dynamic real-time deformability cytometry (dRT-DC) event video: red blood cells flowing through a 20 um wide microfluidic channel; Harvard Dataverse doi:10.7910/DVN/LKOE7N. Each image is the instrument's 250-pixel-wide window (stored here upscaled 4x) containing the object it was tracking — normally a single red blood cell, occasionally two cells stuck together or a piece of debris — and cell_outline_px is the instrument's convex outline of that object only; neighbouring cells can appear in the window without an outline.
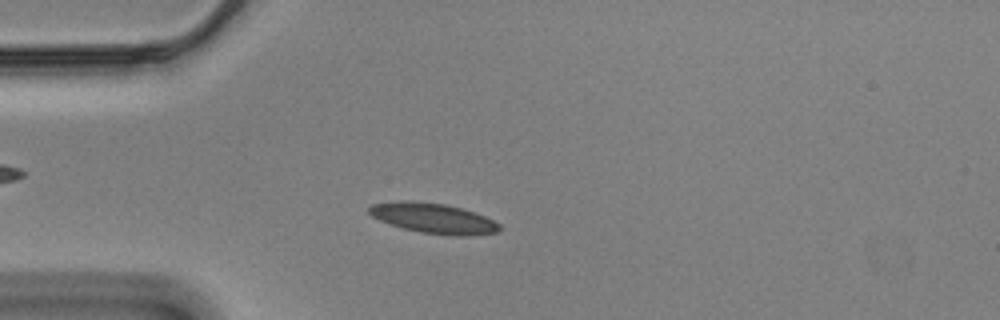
{"species": "Egyptian fruit bat (a non-hibernating species)", "species_latin": "Rousettus aegyptiacus", "temperature_condition": "cold", "stored_images_in_passage": 48, "camera_frame_rate_fps": 3000, "um_per_image_px": 0.085, "animal": {"sex": "male"}, "frame": {"image": 1, "passage_image": 11, "time_ms": 3.333, "image_size_px": [1000, 320], "cell_outline_px": [[500, 228], [496, 232], [472, 236], [456, 236], [420, 232], [404, 228], [380, 220], [372, 216], [368, 212], [368, 208], [372, 204], [444, 204], [460, 208], [484, 216], [500, 224]], "centroid_in_image_um": [36.94, 18.62], "position_along_channel_um": 48.1, "area_um2": 21.5}}
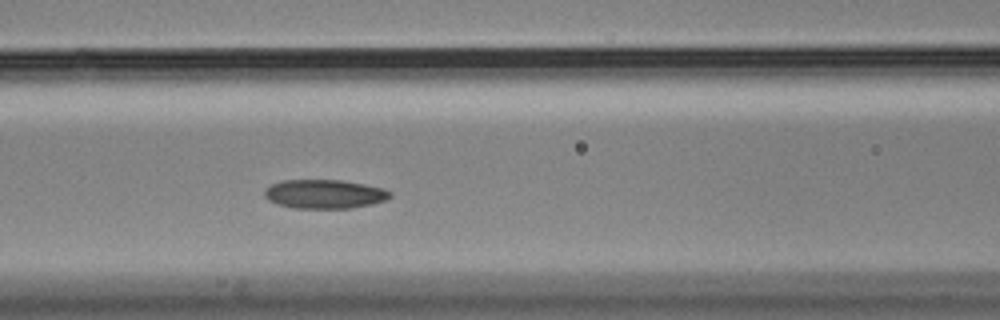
{"frame": {"image": 2, "passage_image": 20, "time_ms": 6.333, "image_size_px": [1000, 320], "cell_outline_px": [[392, 196], [388, 200], [372, 204], [352, 208], [292, 208], [276, 204], [268, 200], [264, 196], [264, 192], [272, 184], [284, 180], [340, 180], [364, 184], [384, 188], [392, 192]], "centroid_in_image_um": [27.62, 16.5], "position_along_channel_um": 139.0, "area_um2": 21.33}}
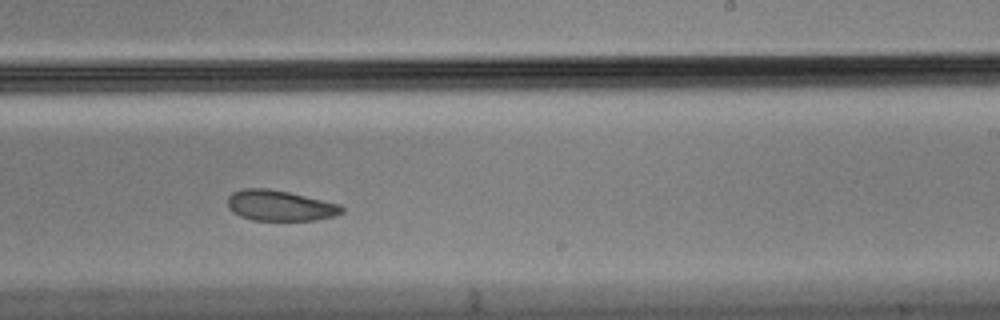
{"frame": {"image": 3, "passage_image": 31, "time_ms": 10.0, "image_size_px": [1000, 320], "cell_outline_px": [[344, 212], [332, 216], [316, 220], [252, 220], [240, 216], [232, 212], [228, 208], [228, 196], [232, 192], [244, 188], [268, 188], [288, 192], [340, 204], [344, 208]], "centroid_in_image_um": [23.77, 17.47], "position_along_channel_um": 265.2, "area_um2": 20.35}, "authors_computed_cell_mechanics": {"area_um2": 21.4727, "velocity_mm_per_s": 3.452, "shape_relaxation_time_tau1_ms": 4.2886, "shape_relaxation_time_tau2_ms": null, "deformation_change_tau1": 0.0946, "deformation_change_tau2": null}}